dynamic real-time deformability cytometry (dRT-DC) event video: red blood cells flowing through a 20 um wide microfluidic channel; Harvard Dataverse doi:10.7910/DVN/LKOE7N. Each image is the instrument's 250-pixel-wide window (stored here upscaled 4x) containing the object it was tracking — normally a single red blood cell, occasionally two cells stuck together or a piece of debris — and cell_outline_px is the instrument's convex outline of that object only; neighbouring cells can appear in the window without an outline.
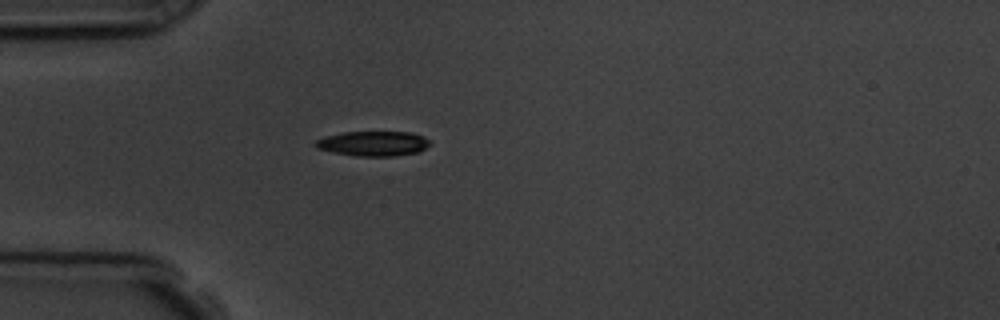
{"species": "common noctule bat (a hibernating species)", "species_latin": "Nyctalus noctula", "temperature_condition": "room temperature", "stored_images_in_passage": 1, "camera_frame_rate_fps": 3000, "um_per_image_px": 0.085, "animal": {"sex": "male", "body_mass_g": 19.5, "forearm_length_mm": 54.6}, "frame": {"image": 1, "passage_image": 1, "time_ms": 0.0, "image_size_px": [1000, 320], "cell_outline_px": [[432, 144], [420, 152], [396, 156], [356, 156], [316, 148], [312, 144], [316, 140], [324, 136], [344, 132], [408, 132], [424, 136]], "centroid_in_image_um": [31.74, 12.2], "position_along_channel_um": 53.3, "area_um2": 16.7}}